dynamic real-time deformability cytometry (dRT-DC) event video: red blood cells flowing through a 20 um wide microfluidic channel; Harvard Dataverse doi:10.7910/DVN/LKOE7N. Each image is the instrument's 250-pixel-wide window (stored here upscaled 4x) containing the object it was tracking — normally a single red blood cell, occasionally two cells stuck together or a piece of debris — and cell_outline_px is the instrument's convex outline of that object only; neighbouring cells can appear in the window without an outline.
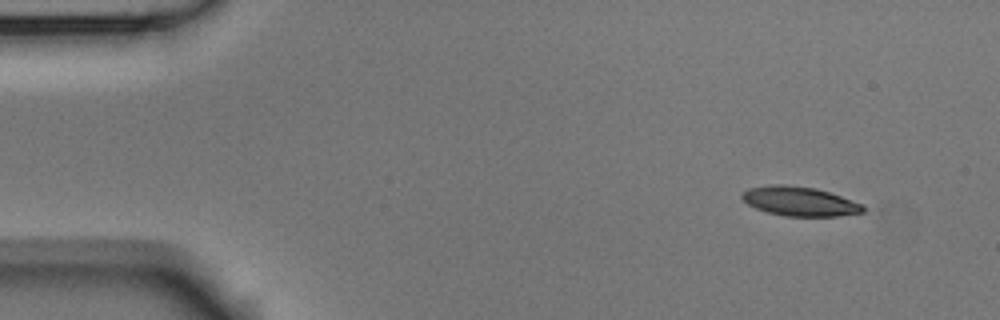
{"species": "Egyptian fruit bat (a non-hibernating species)", "species_latin": "Rousettus aegyptiacus", "temperature_condition": "room temperature", "stored_images_in_passage": 4, "camera_frame_rate_fps": 3000, "um_per_image_px": 0.085, "animal": {"sex": "male"}, "frame": {"image": 1, "passage_image": 1, "time_ms": 0.0, "image_size_px": [1000, 320], "cell_outline_px": [[864, 212], [836, 216], [788, 216], [768, 212], [756, 208], [748, 204], [740, 196], [748, 188], [772, 184], [784, 184], [816, 188], [864, 204]], "centroid_in_image_um": [67.97, 17.1], "position_along_channel_um": 17.0, "area_um2": 20.52}}
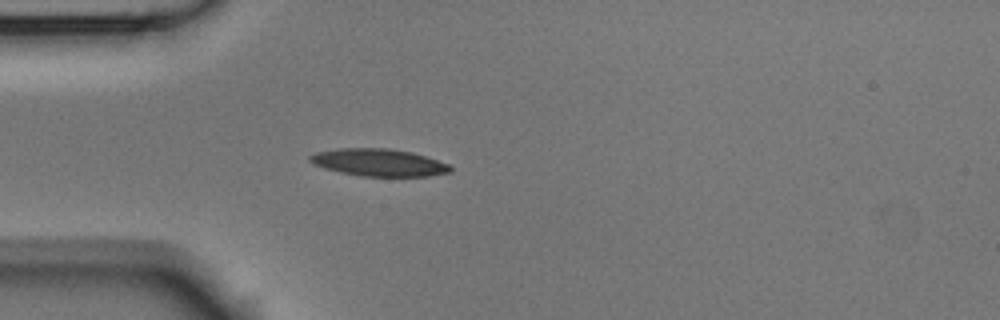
{"frame": {"image": 2, "passage_image": 4, "time_ms": 1.0, "image_size_px": [1000, 320], "cell_outline_px": [[452, 172], [428, 176], [360, 176], [340, 172], [324, 168], [308, 160], [308, 156], [316, 152], [336, 148], [388, 148], [412, 152], [448, 164], [452, 168]], "centroid_in_image_um": [32.18, 13.81], "position_along_channel_um": 52.8, "area_um2": 22.31}}